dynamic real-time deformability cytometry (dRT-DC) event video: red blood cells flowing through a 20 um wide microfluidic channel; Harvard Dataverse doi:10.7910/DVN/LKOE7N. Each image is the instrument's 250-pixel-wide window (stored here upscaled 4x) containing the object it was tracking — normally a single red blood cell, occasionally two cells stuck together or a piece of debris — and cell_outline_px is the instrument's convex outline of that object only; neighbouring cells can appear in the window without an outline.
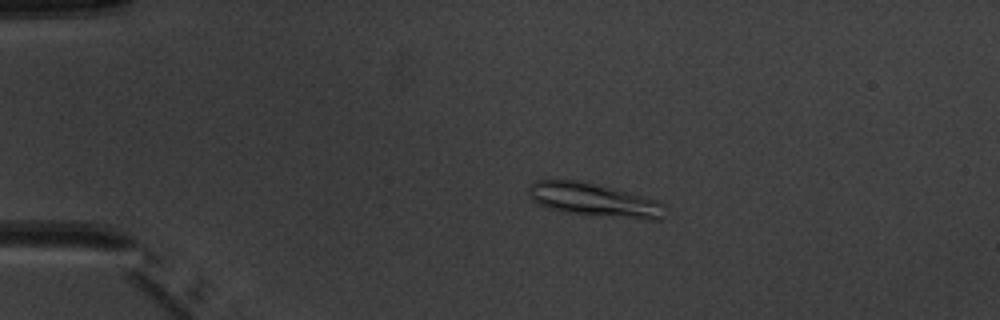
{"species": "common noctule bat (a hibernating species)", "species_latin": "Nyctalus noctula", "temperature_condition": "warm", "stored_images_in_passage": 5, "camera_frame_rate_fps": 3000, "um_per_image_px": 0.085, "animal": {"sex": "male", "body_mass_g": 20.1, "forearm_length_mm": 53.5}, "frame": {"image": 1, "passage_image": 4, "time_ms": 3.667, "image_size_px": [1000, 320], "cell_outline_px": [[664, 216], [660, 220], [648, 220], [588, 216], [560, 212], [548, 208], [532, 200], [528, 192], [528, 188], [536, 180], [580, 180], [628, 192], [656, 200], [664, 204]], "centroid_in_image_um": [50.5, 17.03], "position_along_channel_um": 34.5, "area_um2": 26.93}}